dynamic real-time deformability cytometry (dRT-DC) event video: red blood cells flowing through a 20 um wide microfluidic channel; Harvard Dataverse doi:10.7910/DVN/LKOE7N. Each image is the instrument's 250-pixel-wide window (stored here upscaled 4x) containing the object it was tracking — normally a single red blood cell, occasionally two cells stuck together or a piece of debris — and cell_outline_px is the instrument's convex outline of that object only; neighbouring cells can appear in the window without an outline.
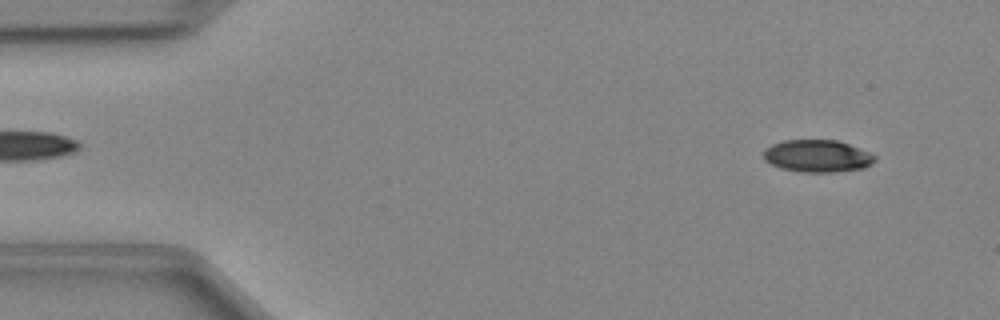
{"species": "Egyptian fruit bat (a non-hibernating species)", "species_latin": "Rousettus aegyptiacus", "temperature_condition": "cold", "stored_images_in_passage": 8, "camera_frame_rate_fps": 3000, "um_per_image_px": 0.085, "animal": {"sex": "female"}, "frame": {"image": 1, "passage_image": 3, "time_ms": 0.667, "image_size_px": [1000, 320], "cell_outline_px": [[876, 160], [872, 164], [864, 168], [836, 172], [800, 172], [780, 168], [764, 160], [764, 148], [772, 144], [784, 140], [836, 140], [848, 144], [868, 152], [876, 156]], "centroid_in_image_um": [69.47, 13.27], "position_along_channel_um": 15.5, "area_um2": 20.98}}